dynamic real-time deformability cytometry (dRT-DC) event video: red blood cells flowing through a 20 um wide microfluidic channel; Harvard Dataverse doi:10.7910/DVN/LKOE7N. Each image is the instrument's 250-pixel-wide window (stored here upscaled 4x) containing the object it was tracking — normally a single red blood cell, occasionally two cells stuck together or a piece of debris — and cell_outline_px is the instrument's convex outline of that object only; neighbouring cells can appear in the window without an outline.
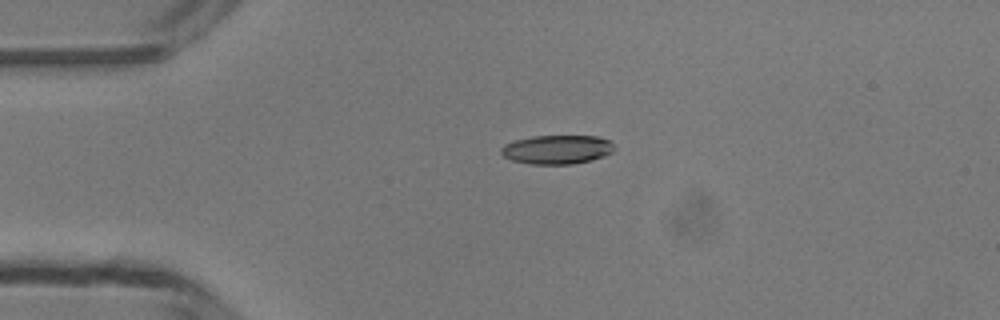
{"species": "common noctule bat (a hibernating species)", "species_latin": "Nyctalus noctula", "temperature_condition": "room temperature", "stored_images_in_passage": 39, "camera_frame_rate_fps": 3000, "um_per_image_px": 0.085, "animal": {"sex": "male", "body_mass_g": 13.3}, "frame": {"image": 1, "passage_image": 1, "time_ms": 0.0, "image_size_px": [1000, 320], "cell_outline_px": [[612, 152], [604, 156], [592, 160], [572, 164], [528, 164], [512, 160], [504, 156], [500, 152], [500, 148], [504, 144], [516, 140], [532, 136], [596, 136], [608, 140], [612, 144]], "centroid_in_image_um": [47.31, 12.71], "position_along_channel_um": 37.7, "area_um2": 19.02}}
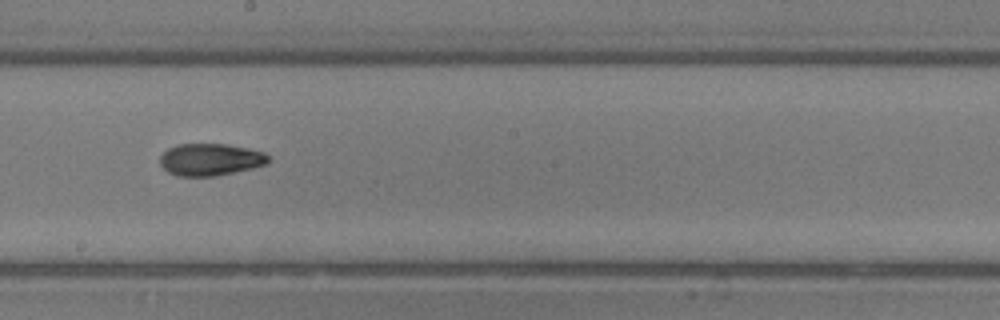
{"frame": {"image": 2, "passage_image": 17, "time_ms": 5.333, "image_size_px": [1000, 320], "cell_outline_px": [[268, 164], [252, 168], [216, 176], [176, 176], [168, 172], [160, 164], [160, 156], [168, 148], [180, 144], [228, 144], [248, 148], [264, 152], [268, 156]], "centroid_in_image_um": [17.88, 13.56], "position_along_channel_um": 230.3, "area_um2": 20.29}}
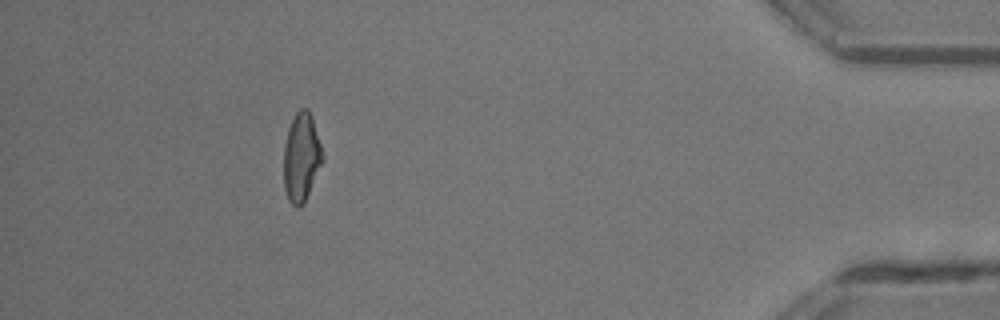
{"frame": {"image": 3, "passage_image": 34, "time_ms": 11.0, "image_size_px": [1000, 320], "cell_outline_px": [[324, 160], [304, 204], [300, 208], [296, 208], [288, 200], [284, 188], [284, 148], [288, 128], [296, 112], [300, 108], [308, 108], [312, 116], [324, 156]], "centroid_in_image_um": [25.63, 13.39], "position_along_channel_um": 409.6, "area_um2": 20.29}, "authors_computed_cell_mechanics": {"area_um2": 19.941, "velocity_mm_per_s": 4.2171, "shape_relaxation_time_tau1_ms": 3.6081, "shape_relaxation_time_tau2_ms": 4.0744, "deformation_change_tau1": 0.141, "deformation_change_tau2": 0.1041}}